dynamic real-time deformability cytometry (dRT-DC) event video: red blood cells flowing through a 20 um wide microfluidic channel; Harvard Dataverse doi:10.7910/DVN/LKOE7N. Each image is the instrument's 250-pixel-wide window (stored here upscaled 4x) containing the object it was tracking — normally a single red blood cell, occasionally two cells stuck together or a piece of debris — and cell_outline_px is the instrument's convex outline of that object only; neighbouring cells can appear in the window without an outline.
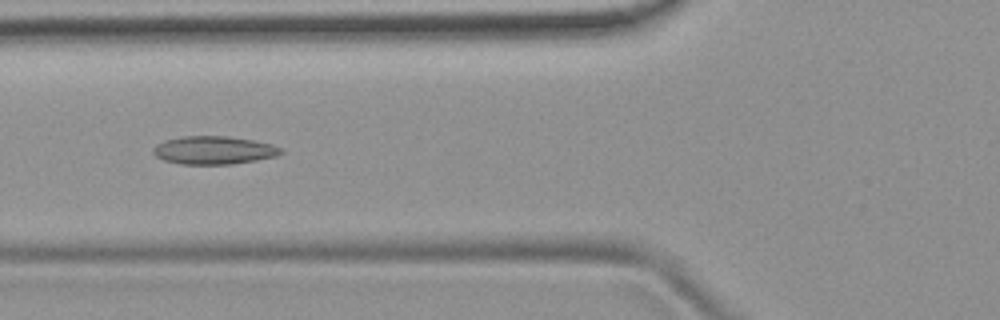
{"species": "common noctule bat (a hibernating species)", "species_latin": "Nyctalus noctula", "temperature_condition": "room temperature", "stored_images_in_passage": 41, "camera_frame_rate_fps": 3000, "um_per_image_px": 0.085, "animal": {"sex": "female", "body_mass_g": 19.9}, "frame": {"image": 1, "passage_image": 9, "time_ms": 2.667, "image_size_px": [1000, 320], "cell_outline_px": [[284, 152], [276, 156], [256, 160], [232, 164], [180, 164], [164, 160], [156, 156], [152, 152], [152, 148], [156, 144], [164, 140], [184, 136], [228, 136], [252, 140], [272, 144], [284, 148]], "centroid_in_image_um": [18.18, 12.76], "position_along_channel_um": 107.6, "area_um2": 21.04}}
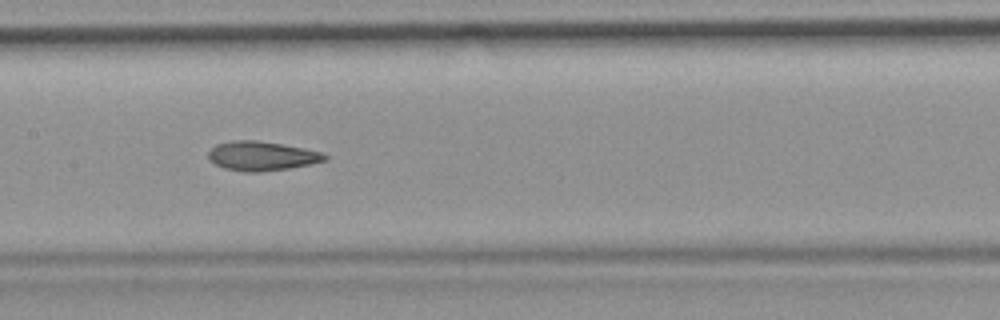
{"frame": {"image": 2, "passage_image": 15, "time_ms": 4.667, "image_size_px": [1000, 320], "cell_outline_px": [[328, 160], [312, 164], [288, 168], [260, 172], [244, 172], [224, 168], [216, 164], [208, 156], [208, 152], [216, 144], [236, 140], [256, 140], [304, 148], [320, 152], [328, 156]], "centroid_in_image_um": [22.27, 13.26], "position_along_channel_um": 185.1, "area_um2": 19.71}}
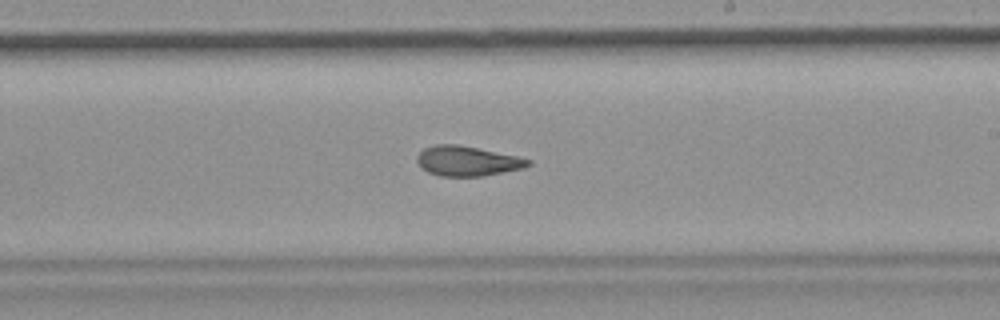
{"frame": {"image": 3, "passage_image": 20, "time_ms": 6.333, "image_size_px": [1000, 320], "cell_outline_px": [[532, 164], [524, 168], [480, 176], [440, 176], [428, 172], [420, 168], [416, 160], [416, 156], [424, 148], [436, 144], [456, 144], [516, 156], [532, 160]], "centroid_in_image_um": [39.68, 13.69], "position_along_channel_um": 249.3, "area_um2": 19.25}, "authors_computed_cell_mechanics": {"area_um2": 19.8832, "velocity_mm_per_s": 3.8729, "shape_relaxation_time_tau1_ms": null, "shape_relaxation_time_tau2_ms": 2.3128, "deformation_change_tau1": null, "deformation_change_tau2": 0.0902}}